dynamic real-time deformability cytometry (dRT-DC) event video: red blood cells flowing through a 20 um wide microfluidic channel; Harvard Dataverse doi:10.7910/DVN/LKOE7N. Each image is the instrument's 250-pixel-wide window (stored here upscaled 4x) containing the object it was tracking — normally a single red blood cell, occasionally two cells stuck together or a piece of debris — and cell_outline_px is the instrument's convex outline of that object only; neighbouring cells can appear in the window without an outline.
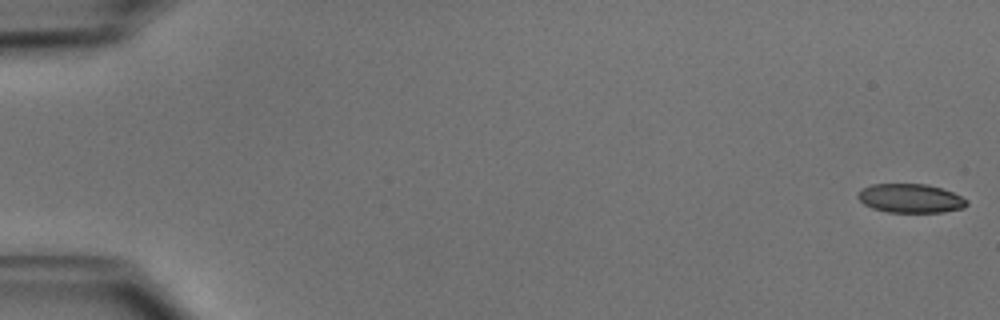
{"species": "common noctule bat (a hibernating species)", "species_latin": "Nyctalus noctula", "temperature_condition": "cold", "stored_images_in_passage": 51, "camera_frame_rate_fps": 3000, "um_per_image_px": 0.085, "animal": {"sex": "male", "body_mass_g": 15.6}, "frame": {"image": 1, "passage_image": 1, "time_ms": 0.0, "image_size_px": [1000, 320], "cell_outline_px": [[968, 204], [964, 208], [944, 212], [888, 212], [872, 208], [864, 204], [856, 196], [860, 188], [872, 184], [928, 184], [952, 192], [968, 200]], "centroid_in_image_um": [77.37, 16.86], "position_along_channel_um": 7.6, "area_um2": 18.44}}
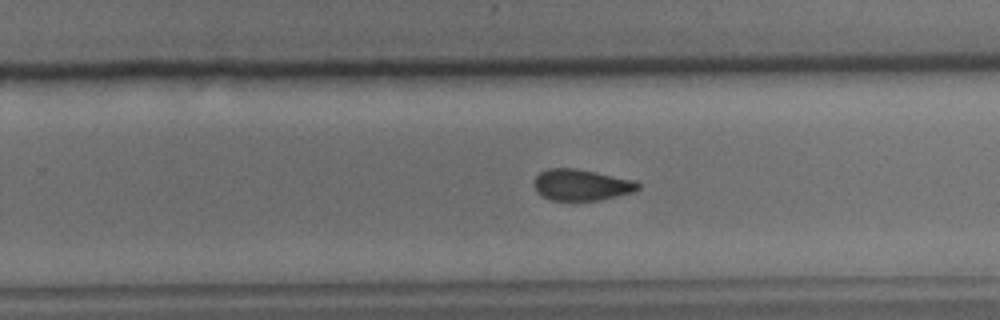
{"frame": {"image": 2, "passage_image": 33, "time_ms": 10.667, "image_size_px": [1000, 320], "cell_outline_px": [[640, 188], [636, 192], [600, 200], [552, 200], [536, 192], [532, 184], [532, 180], [540, 172], [548, 168], [576, 168], [636, 180], [640, 184]], "centroid_in_image_um": [49.43, 15.71], "position_along_channel_um": 280.4, "area_um2": 19.25}}
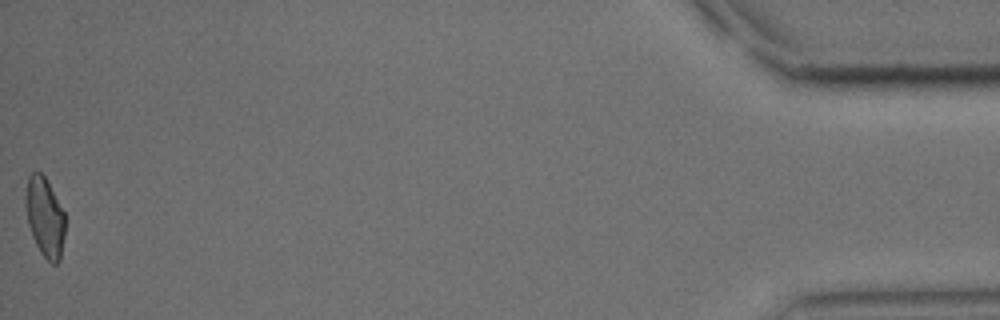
{"frame": {"image": 3, "passage_image": 51, "time_ms": 16.667, "image_size_px": [1000, 320], "cell_outline_px": [[64, 236], [60, 260], [56, 264], [52, 264], [40, 252], [32, 236], [28, 224], [28, 176], [32, 172], [40, 172], [44, 176], [64, 212]], "centroid_in_image_um": [3.85, 18.52], "position_along_channel_um": 431.3, "area_um2": 17.46}, "authors_computed_cell_mechanics": {"area_um2": 19.5942, "velocity_mm_per_s": 4.0079, "shape_relaxation_time_tau1_ms": 7.5753, "shape_relaxation_time_tau2_ms": 3.6103, "deformation_change_tau1": 0.1656, "deformation_change_tau2": 0.0932}}